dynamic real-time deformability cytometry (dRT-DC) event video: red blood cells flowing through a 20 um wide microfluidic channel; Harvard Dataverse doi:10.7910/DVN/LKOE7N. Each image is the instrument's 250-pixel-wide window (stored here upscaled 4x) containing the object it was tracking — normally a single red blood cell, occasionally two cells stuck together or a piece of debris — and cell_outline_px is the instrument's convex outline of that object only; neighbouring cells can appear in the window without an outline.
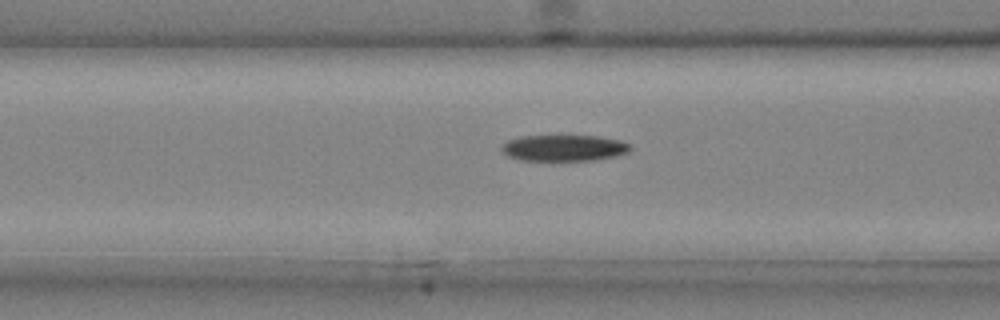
{"species": "common noctule bat (a hibernating species)", "species_latin": "Nyctalus noctula", "temperature_condition": "cold", "stored_images_in_passage": 40, "camera_frame_rate_fps": 3000, "um_per_image_px": 0.085, "animal": {"sex": "male", "body_mass_g": 20.4}, "frame": {"image": 1, "passage_image": 17, "time_ms": 5.333, "image_size_px": [1000, 320], "cell_outline_px": [[632, 148], [628, 152], [616, 156], [596, 160], [520, 160], [508, 156], [500, 148], [508, 140], [524, 136], [600, 136], [620, 140], [628, 144]], "centroid_in_image_um": [47.96, 12.58], "position_along_channel_um": 118.6, "area_um2": 19.54}}
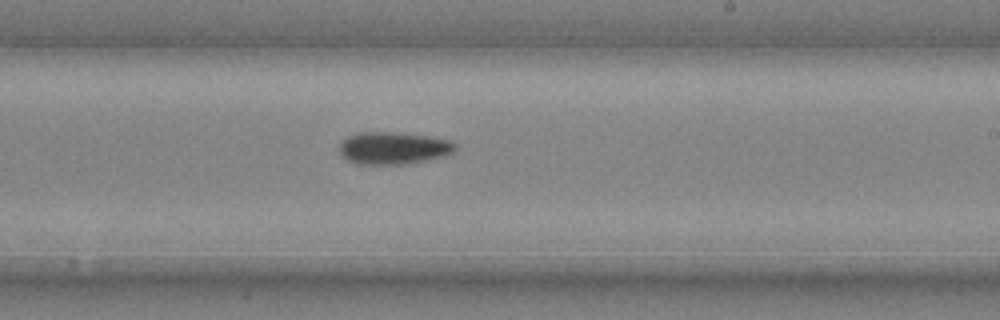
{"frame": {"image": 2, "passage_image": 26, "time_ms": 8.333, "image_size_px": [1000, 320], "cell_outline_px": [[456, 148], [448, 156], [404, 164], [364, 164], [348, 160], [340, 152], [340, 140], [356, 132], [392, 132], [432, 136], [452, 140], [456, 144]], "centroid_in_image_um": [33.48, 12.57], "position_along_channel_um": 255.5, "area_um2": 21.96}}
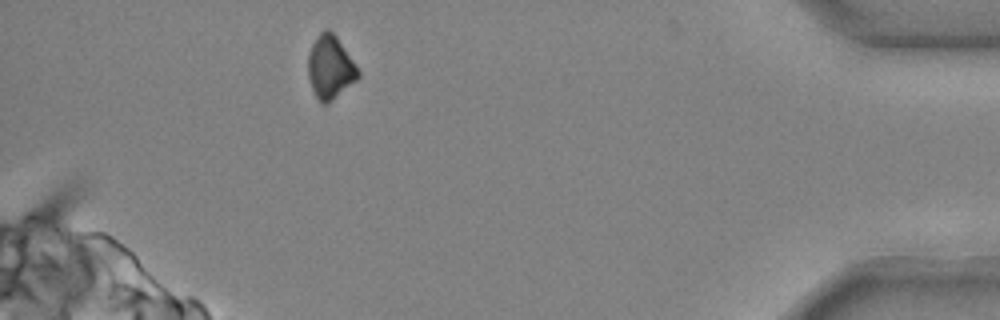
{"frame": {"image": 3, "passage_image": 39, "time_ms": 12.667, "image_size_px": [1000, 320], "cell_outline_px": [[360, 76], [356, 80], [332, 100], [324, 104], [320, 104], [312, 88], [308, 76], [308, 52], [316, 36], [324, 28], [328, 28], [336, 36], [360, 72]], "centroid_in_image_um": [28.04, 5.7], "position_along_channel_um": 407.2, "area_um2": 18.26}}